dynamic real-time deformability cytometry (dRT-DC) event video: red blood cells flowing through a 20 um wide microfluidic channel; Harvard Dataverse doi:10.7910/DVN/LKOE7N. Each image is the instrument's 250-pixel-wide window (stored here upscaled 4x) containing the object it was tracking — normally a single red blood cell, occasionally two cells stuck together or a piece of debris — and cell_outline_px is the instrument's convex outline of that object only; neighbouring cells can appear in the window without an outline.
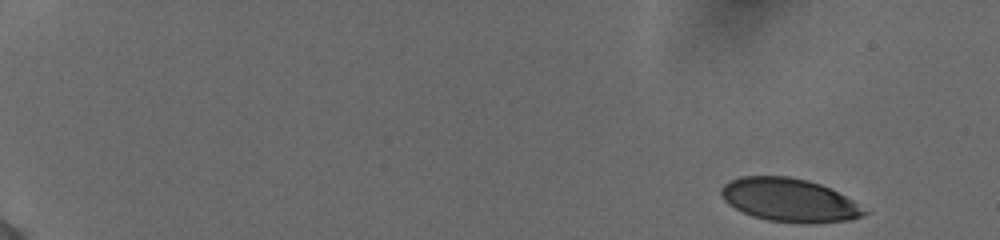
{"species": "human", "species_latin": "Homo sapiens", "temperature_condition": "cold", "stored_images_in_passage": 26, "camera_frame_rate_fps": 3000, "um_per_image_px": 0.085, "donor": {"sex": "female"}, "frame": {"image": 1, "passage_image": 1, "time_ms": 0.0, "image_size_px": [1000, 240], "cell_outline_px": [[872, 212], [864, 216], [852, 220], [808, 224], [768, 220], [752, 216], [728, 204], [724, 200], [720, 192], [720, 188], [728, 180], [740, 176], [788, 176], [808, 180], [820, 184], [852, 200]], "centroid_in_image_um": [67.11, 17.01], "position_along_channel_um": 17.9, "area_um2": 36.36}}
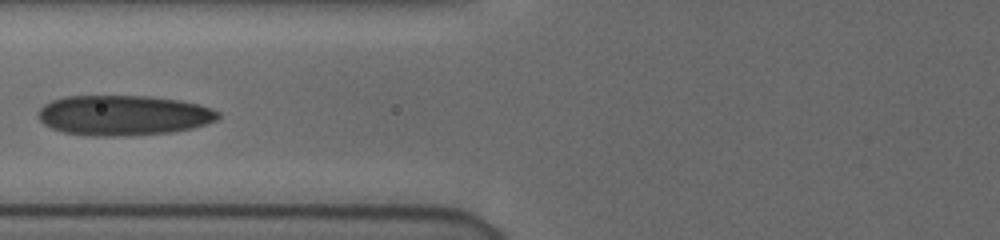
{"frame": {"image": 2, "passage_image": 15, "time_ms": 4.667, "image_size_px": [1000, 240], "cell_outline_px": [[220, 116], [216, 120], [192, 128], [172, 132], [132, 136], [92, 136], [64, 132], [52, 128], [44, 124], [36, 116], [36, 112], [44, 104], [52, 100], [64, 96], [152, 96], [180, 100], [196, 104], [220, 112]], "centroid_in_image_um": [10.45, 9.8], "position_along_channel_um": 115.3, "area_um2": 42.31}}
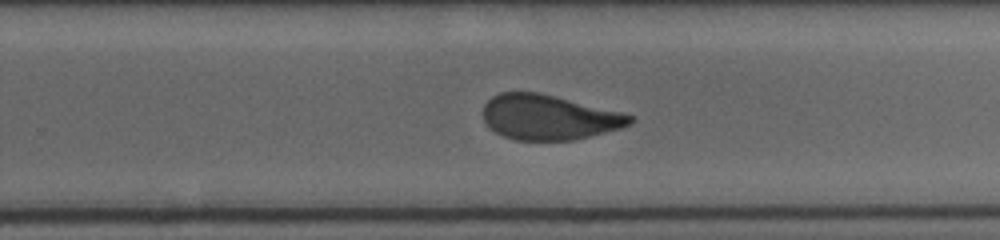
{"frame": {"image": 3, "passage_image": 26, "time_ms": 8.333, "image_size_px": [1000, 240], "cell_outline_px": [[636, 116], [632, 124], [620, 128], [572, 140], [516, 140], [504, 136], [488, 128], [484, 124], [484, 104], [492, 96], [500, 92], [540, 92]], "centroid_in_image_um": [46.63, 9.96], "position_along_channel_um": 283.2, "area_um2": 38.44}}